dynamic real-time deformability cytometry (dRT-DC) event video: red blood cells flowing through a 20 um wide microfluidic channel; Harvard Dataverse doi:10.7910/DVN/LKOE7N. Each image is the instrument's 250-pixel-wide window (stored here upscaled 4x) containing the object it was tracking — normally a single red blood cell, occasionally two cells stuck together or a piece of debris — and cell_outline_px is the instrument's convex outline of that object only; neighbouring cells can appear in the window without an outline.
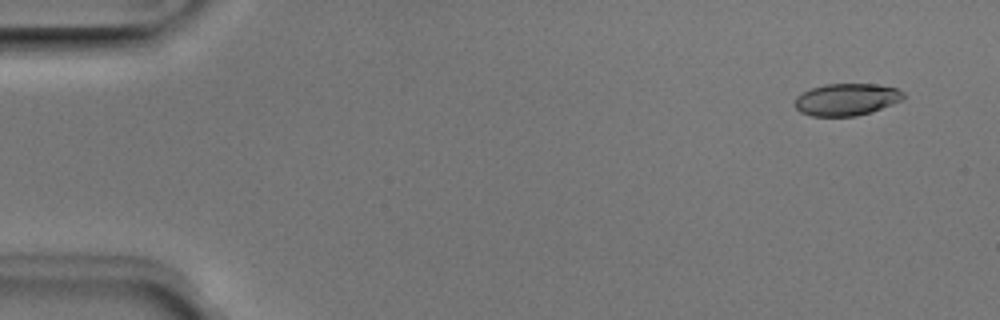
{"species": "Egyptian fruit bat (a non-hibernating species)", "species_latin": "Rousettus aegyptiacus", "temperature_condition": "room temperature", "stored_images_in_passage": 52, "camera_frame_rate_fps": 3000, "um_per_image_px": 0.085, "animal": {"sex": "male"}, "frame": {"image": 1, "passage_image": 4, "time_ms": 1.0, "image_size_px": [1000, 320], "cell_outline_px": [[904, 96], [900, 100], [892, 104], [872, 112], [856, 116], [812, 116], [800, 112], [796, 108], [796, 96], [812, 88], [824, 84], [876, 84], [896, 88], [904, 92]], "centroid_in_image_um": [71.96, 8.46], "position_along_channel_um": 13.0, "area_um2": 20.17}}
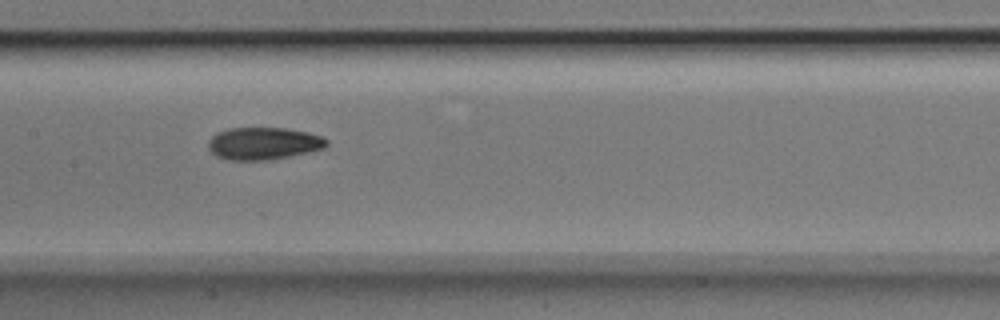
{"frame": {"image": 2, "passage_image": 26, "time_ms": 8.333, "image_size_px": [1000, 320], "cell_outline_px": [[328, 144], [324, 148], [308, 152], [268, 160], [232, 160], [216, 156], [208, 148], [208, 140], [216, 132], [228, 128], [284, 128], [308, 132], [320, 136], [328, 140]], "centroid_in_image_um": [22.37, 12.18], "position_along_channel_um": 185.0, "area_um2": 22.25}}
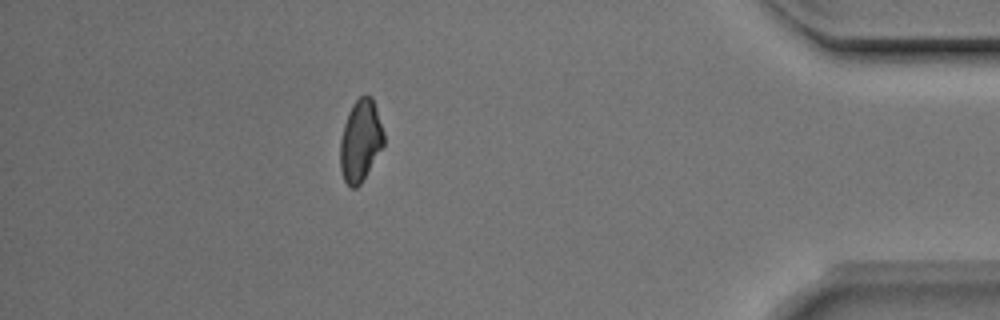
{"frame": {"image": 3, "passage_image": 46, "time_ms": 15.0, "image_size_px": [1000, 320], "cell_outline_px": [[384, 144], [360, 184], [356, 188], [352, 188], [344, 180], [340, 168], [340, 140], [344, 124], [348, 112], [352, 104], [364, 92], [372, 96], [384, 132]], "centroid_in_image_um": [30.63, 11.91], "position_along_channel_um": 404.6, "area_um2": 20.75}, "authors_computed_cell_mechanics": {"area_um2": 21.3282, "velocity_mm_per_s": 3.9743, "shape_relaxation_time_tau1_ms": 4.1622, "shape_relaxation_time_tau2_ms": 2.8583, "deformation_change_tau1": 0.1426, "deformation_change_tau2": 0.0745}}